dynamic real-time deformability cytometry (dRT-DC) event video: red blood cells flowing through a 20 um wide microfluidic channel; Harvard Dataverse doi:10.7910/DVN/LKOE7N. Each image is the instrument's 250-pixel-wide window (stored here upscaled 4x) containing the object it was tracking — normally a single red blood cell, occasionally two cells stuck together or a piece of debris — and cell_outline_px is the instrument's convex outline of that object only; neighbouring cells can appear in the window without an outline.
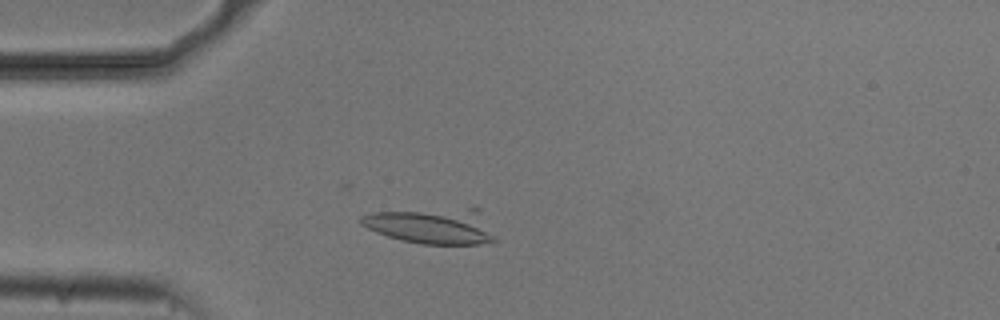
{"species": "common noctule bat (a hibernating species)", "species_latin": "Nyctalus noctula", "temperature_condition": "cold", "stored_images_in_passage": 29, "camera_frame_rate_fps": 3000, "um_per_image_px": 0.085, "animal": {"sex": "male", "body_mass_g": 20.5, "forearm_length_mm": 52.5}, "frame": {"image": 1, "passage_image": 10, "time_ms": 3.0, "image_size_px": [1000, 320], "cell_outline_px": [[500, 240], [496, 244], [420, 244], [388, 236], [376, 232], [360, 224], [360, 216], [372, 212], [468, 208], [480, 208]], "centroid_in_image_um": [36.87, 19.22], "position_along_channel_um": 48.1, "area_um2": 28.5}}
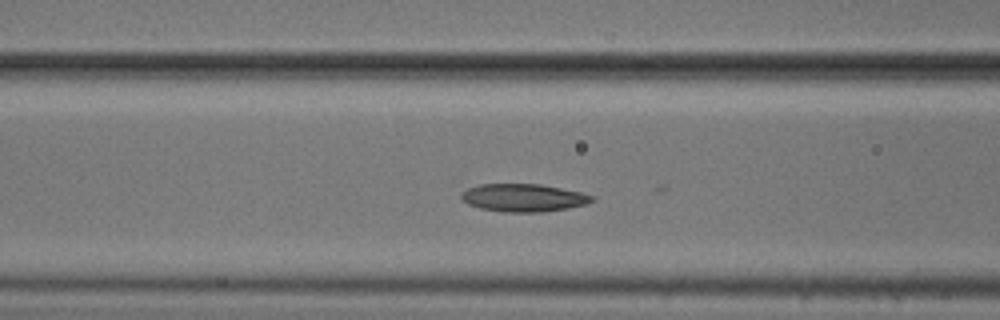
{"frame": {"image": 2, "passage_image": 17, "time_ms": 5.333, "image_size_px": [1000, 320], "cell_outline_px": [[596, 196], [588, 204], [568, 208], [544, 212], [500, 212], [480, 208], [468, 204], [460, 196], [460, 192], [468, 188], [480, 184], [540, 184], [580, 192]], "centroid_in_image_um": [44.49, 16.81], "position_along_channel_um": 122.1, "area_um2": 21.27}}
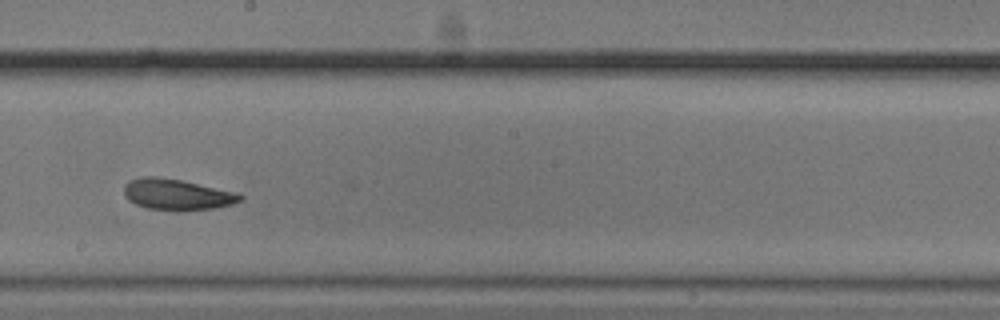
{"frame": {"image": 3, "passage_image": 26, "time_ms": 8.333, "image_size_px": [1000, 320], "cell_outline_px": [[244, 200], [232, 204], [216, 208], [148, 208], [136, 204], [128, 200], [124, 196], [124, 184], [128, 180], [140, 176], [156, 176], [180, 180], [236, 192], [244, 196]], "centroid_in_image_um": [15.01, 16.48], "position_along_channel_um": 233.2, "area_um2": 20.4}}